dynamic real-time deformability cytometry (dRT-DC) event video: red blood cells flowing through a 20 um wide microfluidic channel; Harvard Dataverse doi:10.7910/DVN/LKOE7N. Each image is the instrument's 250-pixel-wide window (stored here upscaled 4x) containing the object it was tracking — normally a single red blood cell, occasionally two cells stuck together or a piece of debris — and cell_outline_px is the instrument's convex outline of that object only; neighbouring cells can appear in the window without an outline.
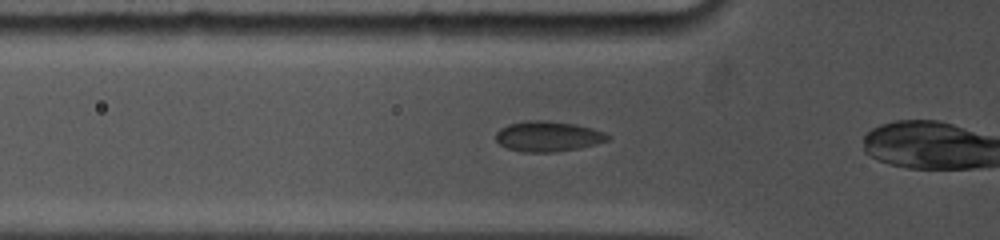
{"species": "common noctule bat (a hibernating species)", "species_latin": "Nyctalus noctula", "temperature_condition": "cold", "stored_images_in_passage": 58, "camera_frame_rate_fps": 5000, "um_per_image_px": 0.085, "animal": {"sex": "female", "body_mass_g": 19.0, "forearm_length_mm": 53.3}, "frame": {"image": 1, "passage_image": 2, "time_ms": 0.4, "image_size_px": [1000, 240], "cell_outline_px": [[612, 136], [608, 140], [596, 144], [580, 148], [552, 152], [520, 152], [508, 148], [500, 144], [496, 140], [496, 132], [500, 128], [508, 124], [524, 120], [548, 120], [576, 124], [592, 128], [604, 132]], "centroid_in_image_um": [46.58, 11.58], "position_along_channel_um": 79.2, "area_um2": 20.0}}
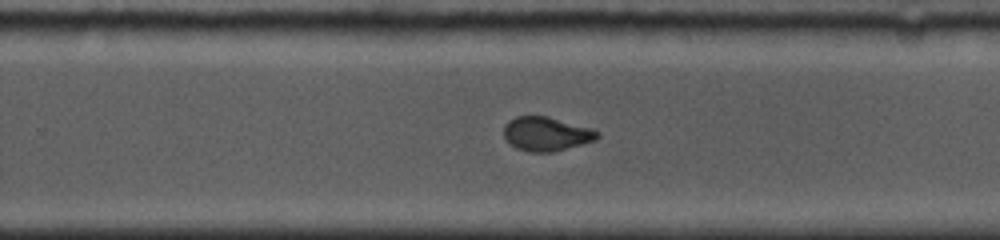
{"frame": {"image": 2, "passage_image": 27, "time_ms": 5.8, "image_size_px": [1000, 240], "cell_outline_px": [[600, 136], [596, 140], [552, 152], [528, 152], [516, 148], [508, 144], [504, 140], [504, 124], [508, 120], [516, 116], [548, 116], [592, 128], [600, 132]], "centroid_in_image_um": [46.41, 11.38], "position_along_channel_um": 283.4, "area_um2": 18.84}}
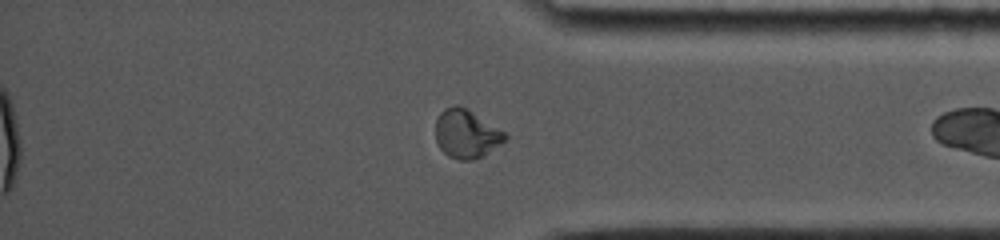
{"frame": {"image": 3, "passage_image": 48, "time_ms": 8.8, "image_size_px": [1000, 240], "cell_outline_px": [[508, 136], [504, 140], [480, 156], [472, 160], [460, 160], [448, 156], [440, 148], [436, 140], [436, 120], [440, 112], [444, 108], [456, 104], [460, 104], [468, 108], [504, 132]], "centroid_in_image_um": [39.59, 11.33], "position_along_channel_um": 395.6, "area_um2": 19.36}}